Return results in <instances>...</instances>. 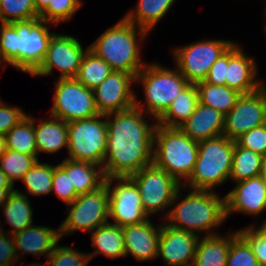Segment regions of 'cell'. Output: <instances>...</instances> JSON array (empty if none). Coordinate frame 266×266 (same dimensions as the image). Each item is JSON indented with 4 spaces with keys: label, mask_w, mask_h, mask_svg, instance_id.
<instances>
[{
    "label": "cell",
    "mask_w": 266,
    "mask_h": 266,
    "mask_svg": "<svg viewBox=\"0 0 266 266\" xmlns=\"http://www.w3.org/2000/svg\"><path fill=\"white\" fill-rule=\"evenodd\" d=\"M143 114L134 105L105 115L107 151L102 167L105 178L130 177L153 164L154 133L158 124L149 125Z\"/></svg>",
    "instance_id": "cell-1"
},
{
    "label": "cell",
    "mask_w": 266,
    "mask_h": 266,
    "mask_svg": "<svg viewBox=\"0 0 266 266\" xmlns=\"http://www.w3.org/2000/svg\"><path fill=\"white\" fill-rule=\"evenodd\" d=\"M163 217L167 220V224L173 228L188 231L195 235H200L198 233L201 231L206 233V236L216 235V232L211 231L226 220L225 196L220 198L214 190L192 189L181 202L177 203Z\"/></svg>",
    "instance_id": "cell-2"
},
{
    "label": "cell",
    "mask_w": 266,
    "mask_h": 266,
    "mask_svg": "<svg viewBox=\"0 0 266 266\" xmlns=\"http://www.w3.org/2000/svg\"><path fill=\"white\" fill-rule=\"evenodd\" d=\"M137 34L140 36L139 40H144L148 32L123 18L107 29L88 48L105 60L113 71H122L136 77L146 65L140 59Z\"/></svg>",
    "instance_id": "cell-3"
},
{
    "label": "cell",
    "mask_w": 266,
    "mask_h": 266,
    "mask_svg": "<svg viewBox=\"0 0 266 266\" xmlns=\"http://www.w3.org/2000/svg\"><path fill=\"white\" fill-rule=\"evenodd\" d=\"M197 157L198 142L185 135L180 128L156 126L153 145V164L156 167L165 170L183 185V181L191 176Z\"/></svg>",
    "instance_id": "cell-4"
},
{
    "label": "cell",
    "mask_w": 266,
    "mask_h": 266,
    "mask_svg": "<svg viewBox=\"0 0 266 266\" xmlns=\"http://www.w3.org/2000/svg\"><path fill=\"white\" fill-rule=\"evenodd\" d=\"M235 141L225 135L198 143V157L193 172L187 180L194 190L212 191L230 178Z\"/></svg>",
    "instance_id": "cell-5"
},
{
    "label": "cell",
    "mask_w": 266,
    "mask_h": 266,
    "mask_svg": "<svg viewBox=\"0 0 266 266\" xmlns=\"http://www.w3.org/2000/svg\"><path fill=\"white\" fill-rule=\"evenodd\" d=\"M135 82L142 83L146 104L141 105V101L138 103L135 97V106L145 114L150 113L155 121L168 109L175 97L190 84L178 69L163 68L156 63L145 65L136 75Z\"/></svg>",
    "instance_id": "cell-6"
},
{
    "label": "cell",
    "mask_w": 266,
    "mask_h": 266,
    "mask_svg": "<svg viewBox=\"0 0 266 266\" xmlns=\"http://www.w3.org/2000/svg\"><path fill=\"white\" fill-rule=\"evenodd\" d=\"M102 118V120H100ZM104 114L74 120L68 125V159L103 167L107 151V122Z\"/></svg>",
    "instance_id": "cell-7"
},
{
    "label": "cell",
    "mask_w": 266,
    "mask_h": 266,
    "mask_svg": "<svg viewBox=\"0 0 266 266\" xmlns=\"http://www.w3.org/2000/svg\"><path fill=\"white\" fill-rule=\"evenodd\" d=\"M130 178L137 185L145 213L150 217L158 211L172 206L181 197L183 186L165 170L151 164L142 168ZM181 189V190H180Z\"/></svg>",
    "instance_id": "cell-8"
},
{
    "label": "cell",
    "mask_w": 266,
    "mask_h": 266,
    "mask_svg": "<svg viewBox=\"0 0 266 266\" xmlns=\"http://www.w3.org/2000/svg\"><path fill=\"white\" fill-rule=\"evenodd\" d=\"M67 218L60 224V237L75 231H93L109 219V192L104 184L98 190L79 195L68 204Z\"/></svg>",
    "instance_id": "cell-9"
},
{
    "label": "cell",
    "mask_w": 266,
    "mask_h": 266,
    "mask_svg": "<svg viewBox=\"0 0 266 266\" xmlns=\"http://www.w3.org/2000/svg\"><path fill=\"white\" fill-rule=\"evenodd\" d=\"M47 24L40 18L16 21L17 69L32 75L40 67L54 35Z\"/></svg>",
    "instance_id": "cell-10"
},
{
    "label": "cell",
    "mask_w": 266,
    "mask_h": 266,
    "mask_svg": "<svg viewBox=\"0 0 266 266\" xmlns=\"http://www.w3.org/2000/svg\"><path fill=\"white\" fill-rule=\"evenodd\" d=\"M55 95L50 116L65 122L90 119L98 116L94 92L75 78L61 79L55 82Z\"/></svg>",
    "instance_id": "cell-11"
},
{
    "label": "cell",
    "mask_w": 266,
    "mask_h": 266,
    "mask_svg": "<svg viewBox=\"0 0 266 266\" xmlns=\"http://www.w3.org/2000/svg\"><path fill=\"white\" fill-rule=\"evenodd\" d=\"M233 41L203 40L174 50L177 69L190 84L204 81L213 63Z\"/></svg>",
    "instance_id": "cell-12"
},
{
    "label": "cell",
    "mask_w": 266,
    "mask_h": 266,
    "mask_svg": "<svg viewBox=\"0 0 266 266\" xmlns=\"http://www.w3.org/2000/svg\"><path fill=\"white\" fill-rule=\"evenodd\" d=\"M114 179L119 183L111 189ZM104 184L109 192V218H113V224L125 227L149 219L143 209L139 189L130 177L106 178Z\"/></svg>",
    "instance_id": "cell-13"
},
{
    "label": "cell",
    "mask_w": 266,
    "mask_h": 266,
    "mask_svg": "<svg viewBox=\"0 0 266 266\" xmlns=\"http://www.w3.org/2000/svg\"><path fill=\"white\" fill-rule=\"evenodd\" d=\"M266 124V84L250 94H241L225 115L223 135L236 140L249 130Z\"/></svg>",
    "instance_id": "cell-14"
},
{
    "label": "cell",
    "mask_w": 266,
    "mask_h": 266,
    "mask_svg": "<svg viewBox=\"0 0 266 266\" xmlns=\"http://www.w3.org/2000/svg\"><path fill=\"white\" fill-rule=\"evenodd\" d=\"M85 52L75 37L54 33L42 64L32 76L49 75L55 67L61 71L59 78H75Z\"/></svg>",
    "instance_id": "cell-15"
},
{
    "label": "cell",
    "mask_w": 266,
    "mask_h": 266,
    "mask_svg": "<svg viewBox=\"0 0 266 266\" xmlns=\"http://www.w3.org/2000/svg\"><path fill=\"white\" fill-rule=\"evenodd\" d=\"M135 76L122 72L112 71L95 89V105L100 114H109L129 109L135 105V93L131 84Z\"/></svg>",
    "instance_id": "cell-16"
},
{
    "label": "cell",
    "mask_w": 266,
    "mask_h": 266,
    "mask_svg": "<svg viewBox=\"0 0 266 266\" xmlns=\"http://www.w3.org/2000/svg\"><path fill=\"white\" fill-rule=\"evenodd\" d=\"M199 238V235L163 223L157 257L161 256L167 266H192Z\"/></svg>",
    "instance_id": "cell-17"
},
{
    "label": "cell",
    "mask_w": 266,
    "mask_h": 266,
    "mask_svg": "<svg viewBox=\"0 0 266 266\" xmlns=\"http://www.w3.org/2000/svg\"><path fill=\"white\" fill-rule=\"evenodd\" d=\"M226 218L233 212L258 215L266 209V186L259 176L236 182L225 195Z\"/></svg>",
    "instance_id": "cell-18"
},
{
    "label": "cell",
    "mask_w": 266,
    "mask_h": 266,
    "mask_svg": "<svg viewBox=\"0 0 266 266\" xmlns=\"http://www.w3.org/2000/svg\"><path fill=\"white\" fill-rule=\"evenodd\" d=\"M257 69L255 61L244 54L235 42L228 48L226 85L229 88L240 94H250L259 90L265 84L256 80Z\"/></svg>",
    "instance_id": "cell-19"
},
{
    "label": "cell",
    "mask_w": 266,
    "mask_h": 266,
    "mask_svg": "<svg viewBox=\"0 0 266 266\" xmlns=\"http://www.w3.org/2000/svg\"><path fill=\"white\" fill-rule=\"evenodd\" d=\"M161 226L156 228L148 219L140 224L123 227L125 256L130 253L138 261L156 258Z\"/></svg>",
    "instance_id": "cell-20"
},
{
    "label": "cell",
    "mask_w": 266,
    "mask_h": 266,
    "mask_svg": "<svg viewBox=\"0 0 266 266\" xmlns=\"http://www.w3.org/2000/svg\"><path fill=\"white\" fill-rule=\"evenodd\" d=\"M225 115L212 107L197 104L194 113L179 127L195 142L223 135Z\"/></svg>",
    "instance_id": "cell-21"
},
{
    "label": "cell",
    "mask_w": 266,
    "mask_h": 266,
    "mask_svg": "<svg viewBox=\"0 0 266 266\" xmlns=\"http://www.w3.org/2000/svg\"><path fill=\"white\" fill-rule=\"evenodd\" d=\"M13 238L17 258H19V253L17 252L19 250L24 254L45 255L48 258L61 239L59 229L55 230L46 226L36 225L29 226L14 234Z\"/></svg>",
    "instance_id": "cell-22"
},
{
    "label": "cell",
    "mask_w": 266,
    "mask_h": 266,
    "mask_svg": "<svg viewBox=\"0 0 266 266\" xmlns=\"http://www.w3.org/2000/svg\"><path fill=\"white\" fill-rule=\"evenodd\" d=\"M58 165L66 173H70L71 185L78 195L96 191L104 185L106 178L100 165L68 158Z\"/></svg>",
    "instance_id": "cell-23"
},
{
    "label": "cell",
    "mask_w": 266,
    "mask_h": 266,
    "mask_svg": "<svg viewBox=\"0 0 266 266\" xmlns=\"http://www.w3.org/2000/svg\"><path fill=\"white\" fill-rule=\"evenodd\" d=\"M237 233L234 231L227 237L220 234L200 237L192 266H226L231 240Z\"/></svg>",
    "instance_id": "cell-24"
},
{
    "label": "cell",
    "mask_w": 266,
    "mask_h": 266,
    "mask_svg": "<svg viewBox=\"0 0 266 266\" xmlns=\"http://www.w3.org/2000/svg\"><path fill=\"white\" fill-rule=\"evenodd\" d=\"M198 102L196 85L189 84L156 120L157 124L170 128H179L194 113Z\"/></svg>",
    "instance_id": "cell-25"
},
{
    "label": "cell",
    "mask_w": 266,
    "mask_h": 266,
    "mask_svg": "<svg viewBox=\"0 0 266 266\" xmlns=\"http://www.w3.org/2000/svg\"><path fill=\"white\" fill-rule=\"evenodd\" d=\"M35 125V141L37 152L54 153L68 147V125L62 119L50 116Z\"/></svg>",
    "instance_id": "cell-26"
},
{
    "label": "cell",
    "mask_w": 266,
    "mask_h": 266,
    "mask_svg": "<svg viewBox=\"0 0 266 266\" xmlns=\"http://www.w3.org/2000/svg\"><path fill=\"white\" fill-rule=\"evenodd\" d=\"M92 244L95 251L88 256L92 259L95 255L104 254L114 259L125 257L123 227L107 222L91 232Z\"/></svg>",
    "instance_id": "cell-27"
},
{
    "label": "cell",
    "mask_w": 266,
    "mask_h": 266,
    "mask_svg": "<svg viewBox=\"0 0 266 266\" xmlns=\"http://www.w3.org/2000/svg\"><path fill=\"white\" fill-rule=\"evenodd\" d=\"M199 103L212 107L226 115L236 104L241 94L227 85H213L202 81L195 84Z\"/></svg>",
    "instance_id": "cell-28"
},
{
    "label": "cell",
    "mask_w": 266,
    "mask_h": 266,
    "mask_svg": "<svg viewBox=\"0 0 266 266\" xmlns=\"http://www.w3.org/2000/svg\"><path fill=\"white\" fill-rule=\"evenodd\" d=\"M2 207L3 213L7 219L6 222L13 227V229L8 232L11 236L32 226L33 209L31 208L28 197L22 192L15 189Z\"/></svg>",
    "instance_id": "cell-29"
},
{
    "label": "cell",
    "mask_w": 266,
    "mask_h": 266,
    "mask_svg": "<svg viewBox=\"0 0 266 266\" xmlns=\"http://www.w3.org/2000/svg\"><path fill=\"white\" fill-rule=\"evenodd\" d=\"M175 0H138L134 11L126 16L129 22L148 33L168 12Z\"/></svg>",
    "instance_id": "cell-30"
},
{
    "label": "cell",
    "mask_w": 266,
    "mask_h": 266,
    "mask_svg": "<svg viewBox=\"0 0 266 266\" xmlns=\"http://www.w3.org/2000/svg\"><path fill=\"white\" fill-rule=\"evenodd\" d=\"M4 136L7 149L37 157L33 117L26 115Z\"/></svg>",
    "instance_id": "cell-31"
},
{
    "label": "cell",
    "mask_w": 266,
    "mask_h": 266,
    "mask_svg": "<svg viewBox=\"0 0 266 266\" xmlns=\"http://www.w3.org/2000/svg\"><path fill=\"white\" fill-rule=\"evenodd\" d=\"M111 66L89 48L82 57L80 68L75 77L88 89H95L112 72Z\"/></svg>",
    "instance_id": "cell-32"
},
{
    "label": "cell",
    "mask_w": 266,
    "mask_h": 266,
    "mask_svg": "<svg viewBox=\"0 0 266 266\" xmlns=\"http://www.w3.org/2000/svg\"><path fill=\"white\" fill-rule=\"evenodd\" d=\"M264 157L235 143L230 178L236 182L257 177Z\"/></svg>",
    "instance_id": "cell-33"
},
{
    "label": "cell",
    "mask_w": 266,
    "mask_h": 266,
    "mask_svg": "<svg viewBox=\"0 0 266 266\" xmlns=\"http://www.w3.org/2000/svg\"><path fill=\"white\" fill-rule=\"evenodd\" d=\"M54 169L55 165L40 163L38 160L21 179L28 193L35 196L49 194L52 191Z\"/></svg>",
    "instance_id": "cell-34"
},
{
    "label": "cell",
    "mask_w": 266,
    "mask_h": 266,
    "mask_svg": "<svg viewBox=\"0 0 266 266\" xmlns=\"http://www.w3.org/2000/svg\"><path fill=\"white\" fill-rule=\"evenodd\" d=\"M37 161V157L7 149L0 159V170L14 186V182L21 180Z\"/></svg>",
    "instance_id": "cell-35"
},
{
    "label": "cell",
    "mask_w": 266,
    "mask_h": 266,
    "mask_svg": "<svg viewBox=\"0 0 266 266\" xmlns=\"http://www.w3.org/2000/svg\"><path fill=\"white\" fill-rule=\"evenodd\" d=\"M32 18H39L34 0H0L1 23H11Z\"/></svg>",
    "instance_id": "cell-36"
},
{
    "label": "cell",
    "mask_w": 266,
    "mask_h": 266,
    "mask_svg": "<svg viewBox=\"0 0 266 266\" xmlns=\"http://www.w3.org/2000/svg\"><path fill=\"white\" fill-rule=\"evenodd\" d=\"M226 266H260L249 242L239 232L231 240Z\"/></svg>",
    "instance_id": "cell-37"
},
{
    "label": "cell",
    "mask_w": 266,
    "mask_h": 266,
    "mask_svg": "<svg viewBox=\"0 0 266 266\" xmlns=\"http://www.w3.org/2000/svg\"><path fill=\"white\" fill-rule=\"evenodd\" d=\"M81 2V0H52V3H48L47 7L39 14V18L57 25L72 18L81 7Z\"/></svg>",
    "instance_id": "cell-38"
},
{
    "label": "cell",
    "mask_w": 266,
    "mask_h": 266,
    "mask_svg": "<svg viewBox=\"0 0 266 266\" xmlns=\"http://www.w3.org/2000/svg\"><path fill=\"white\" fill-rule=\"evenodd\" d=\"M2 62L17 68L16 21L0 25V65Z\"/></svg>",
    "instance_id": "cell-39"
},
{
    "label": "cell",
    "mask_w": 266,
    "mask_h": 266,
    "mask_svg": "<svg viewBox=\"0 0 266 266\" xmlns=\"http://www.w3.org/2000/svg\"><path fill=\"white\" fill-rule=\"evenodd\" d=\"M90 260L88 253L78 252L72 247L57 245L47 258L51 266H88Z\"/></svg>",
    "instance_id": "cell-40"
},
{
    "label": "cell",
    "mask_w": 266,
    "mask_h": 266,
    "mask_svg": "<svg viewBox=\"0 0 266 266\" xmlns=\"http://www.w3.org/2000/svg\"><path fill=\"white\" fill-rule=\"evenodd\" d=\"M52 191L67 205L79 196L71 185L70 173H66L59 165L54 169Z\"/></svg>",
    "instance_id": "cell-41"
},
{
    "label": "cell",
    "mask_w": 266,
    "mask_h": 266,
    "mask_svg": "<svg viewBox=\"0 0 266 266\" xmlns=\"http://www.w3.org/2000/svg\"><path fill=\"white\" fill-rule=\"evenodd\" d=\"M235 143L266 157V124L245 132L235 140Z\"/></svg>",
    "instance_id": "cell-42"
},
{
    "label": "cell",
    "mask_w": 266,
    "mask_h": 266,
    "mask_svg": "<svg viewBox=\"0 0 266 266\" xmlns=\"http://www.w3.org/2000/svg\"><path fill=\"white\" fill-rule=\"evenodd\" d=\"M238 232L249 242L259 265L266 266V233L258 226H248Z\"/></svg>",
    "instance_id": "cell-43"
},
{
    "label": "cell",
    "mask_w": 266,
    "mask_h": 266,
    "mask_svg": "<svg viewBox=\"0 0 266 266\" xmlns=\"http://www.w3.org/2000/svg\"><path fill=\"white\" fill-rule=\"evenodd\" d=\"M26 115L20 107L7 106L0 100V136H4Z\"/></svg>",
    "instance_id": "cell-44"
},
{
    "label": "cell",
    "mask_w": 266,
    "mask_h": 266,
    "mask_svg": "<svg viewBox=\"0 0 266 266\" xmlns=\"http://www.w3.org/2000/svg\"><path fill=\"white\" fill-rule=\"evenodd\" d=\"M227 68L228 49L213 63L204 81L213 85H226Z\"/></svg>",
    "instance_id": "cell-45"
},
{
    "label": "cell",
    "mask_w": 266,
    "mask_h": 266,
    "mask_svg": "<svg viewBox=\"0 0 266 266\" xmlns=\"http://www.w3.org/2000/svg\"><path fill=\"white\" fill-rule=\"evenodd\" d=\"M4 233L3 227L0 226V266H12L17 263V255L15 251V241L12 237Z\"/></svg>",
    "instance_id": "cell-46"
},
{
    "label": "cell",
    "mask_w": 266,
    "mask_h": 266,
    "mask_svg": "<svg viewBox=\"0 0 266 266\" xmlns=\"http://www.w3.org/2000/svg\"><path fill=\"white\" fill-rule=\"evenodd\" d=\"M14 187H0V206H2L7 200L9 195L15 190Z\"/></svg>",
    "instance_id": "cell-47"
},
{
    "label": "cell",
    "mask_w": 266,
    "mask_h": 266,
    "mask_svg": "<svg viewBox=\"0 0 266 266\" xmlns=\"http://www.w3.org/2000/svg\"><path fill=\"white\" fill-rule=\"evenodd\" d=\"M48 3H52V0H34L37 13L40 14L47 7Z\"/></svg>",
    "instance_id": "cell-48"
},
{
    "label": "cell",
    "mask_w": 266,
    "mask_h": 266,
    "mask_svg": "<svg viewBox=\"0 0 266 266\" xmlns=\"http://www.w3.org/2000/svg\"><path fill=\"white\" fill-rule=\"evenodd\" d=\"M0 187H13L7 176L0 170Z\"/></svg>",
    "instance_id": "cell-49"
},
{
    "label": "cell",
    "mask_w": 266,
    "mask_h": 266,
    "mask_svg": "<svg viewBox=\"0 0 266 266\" xmlns=\"http://www.w3.org/2000/svg\"><path fill=\"white\" fill-rule=\"evenodd\" d=\"M259 177H260V179L262 180V182L266 186V157H264V159H263L262 167H261V171H260Z\"/></svg>",
    "instance_id": "cell-50"
},
{
    "label": "cell",
    "mask_w": 266,
    "mask_h": 266,
    "mask_svg": "<svg viewBox=\"0 0 266 266\" xmlns=\"http://www.w3.org/2000/svg\"><path fill=\"white\" fill-rule=\"evenodd\" d=\"M6 150L5 136H0V159L5 154Z\"/></svg>",
    "instance_id": "cell-51"
},
{
    "label": "cell",
    "mask_w": 266,
    "mask_h": 266,
    "mask_svg": "<svg viewBox=\"0 0 266 266\" xmlns=\"http://www.w3.org/2000/svg\"><path fill=\"white\" fill-rule=\"evenodd\" d=\"M29 266H51L50 265V263H49V261L46 263V264H31V265H29Z\"/></svg>",
    "instance_id": "cell-52"
},
{
    "label": "cell",
    "mask_w": 266,
    "mask_h": 266,
    "mask_svg": "<svg viewBox=\"0 0 266 266\" xmlns=\"http://www.w3.org/2000/svg\"><path fill=\"white\" fill-rule=\"evenodd\" d=\"M265 233H266V220L262 224V226H259Z\"/></svg>",
    "instance_id": "cell-53"
}]
</instances>
